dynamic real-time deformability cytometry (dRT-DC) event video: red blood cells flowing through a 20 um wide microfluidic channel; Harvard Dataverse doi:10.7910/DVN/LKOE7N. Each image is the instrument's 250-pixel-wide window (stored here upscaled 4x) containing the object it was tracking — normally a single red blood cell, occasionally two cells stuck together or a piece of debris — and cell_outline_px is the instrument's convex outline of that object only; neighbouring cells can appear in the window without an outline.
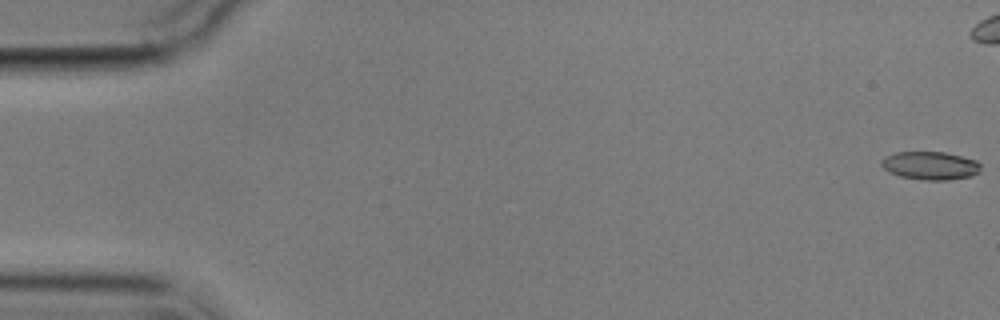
{"species": "common noctule bat (a hibernating species)", "species_latin": "Nyctalus noctula", "temperature_condition": "cold", "stored_images_in_passage": 4, "camera_frame_rate_fps": 3000, "um_per_image_px": 0.085, "animal": {"sex": "male", "body_mass_g": 17.9}, "frame": {"image": 1, "passage_image": 1, "time_ms": 0.0, "image_size_px": [1000, 320], "cell_outline_px": [[980, 172], [972, 176], [948, 180], [924, 180], [900, 176], [888, 172], [880, 164], [880, 160], [884, 156], [896, 152], [944, 152], [976, 160], [980, 164]], "centroid_in_image_um": [79.05, 14.08], "position_along_channel_um": 5.9, "area_um2": 16.42}}